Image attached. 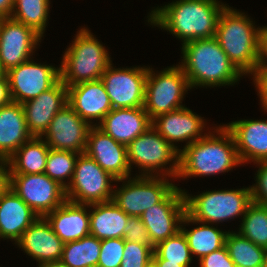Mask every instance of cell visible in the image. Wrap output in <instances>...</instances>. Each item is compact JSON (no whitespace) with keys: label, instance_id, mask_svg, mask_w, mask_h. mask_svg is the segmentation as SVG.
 Instances as JSON below:
<instances>
[{"label":"cell","instance_id":"3","mask_svg":"<svg viewBox=\"0 0 267 267\" xmlns=\"http://www.w3.org/2000/svg\"><path fill=\"white\" fill-rule=\"evenodd\" d=\"M215 128L217 129H213L216 130L214 134L209 131L180 151L177 178L207 177L242 165L231 132L225 124Z\"/></svg>","mask_w":267,"mask_h":267},{"label":"cell","instance_id":"49","mask_svg":"<svg viewBox=\"0 0 267 267\" xmlns=\"http://www.w3.org/2000/svg\"><path fill=\"white\" fill-rule=\"evenodd\" d=\"M145 267H159L157 262L151 258V260L147 263V265Z\"/></svg>","mask_w":267,"mask_h":267},{"label":"cell","instance_id":"35","mask_svg":"<svg viewBox=\"0 0 267 267\" xmlns=\"http://www.w3.org/2000/svg\"><path fill=\"white\" fill-rule=\"evenodd\" d=\"M152 258L166 259L169 262L189 267L193 257L187 239L180 230L174 236L157 243L154 246Z\"/></svg>","mask_w":267,"mask_h":267},{"label":"cell","instance_id":"8","mask_svg":"<svg viewBox=\"0 0 267 267\" xmlns=\"http://www.w3.org/2000/svg\"><path fill=\"white\" fill-rule=\"evenodd\" d=\"M189 89L187 77L180 65H173L157 73L148 67L144 109L153 120L161 114L183 108L184 94Z\"/></svg>","mask_w":267,"mask_h":267},{"label":"cell","instance_id":"37","mask_svg":"<svg viewBox=\"0 0 267 267\" xmlns=\"http://www.w3.org/2000/svg\"><path fill=\"white\" fill-rule=\"evenodd\" d=\"M123 239L146 246H154L149 232L139 216H129L127 224L123 229Z\"/></svg>","mask_w":267,"mask_h":267},{"label":"cell","instance_id":"22","mask_svg":"<svg viewBox=\"0 0 267 267\" xmlns=\"http://www.w3.org/2000/svg\"><path fill=\"white\" fill-rule=\"evenodd\" d=\"M225 127L234 138L242 164L267 161V120H237Z\"/></svg>","mask_w":267,"mask_h":267},{"label":"cell","instance_id":"13","mask_svg":"<svg viewBox=\"0 0 267 267\" xmlns=\"http://www.w3.org/2000/svg\"><path fill=\"white\" fill-rule=\"evenodd\" d=\"M13 102L25 103L52 88L60 80V68L31 59L6 72Z\"/></svg>","mask_w":267,"mask_h":267},{"label":"cell","instance_id":"24","mask_svg":"<svg viewBox=\"0 0 267 267\" xmlns=\"http://www.w3.org/2000/svg\"><path fill=\"white\" fill-rule=\"evenodd\" d=\"M87 208H90L89 204H78L66 200L45 218L64 243L72 242L90 234V215Z\"/></svg>","mask_w":267,"mask_h":267},{"label":"cell","instance_id":"33","mask_svg":"<svg viewBox=\"0 0 267 267\" xmlns=\"http://www.w3.org/2000/svg\"><path fill=\"white\" fill-rule=\"evenodd\" d=\"M239 225V234L267 249V205L251 203Z\"/></svg>","mask_w":267,"mask_h":267},{"label":"cell","instance_id":"43","mask_svg":"<svg viewBox=\"0 0 267 267\" xmlns=\"http://www.w3.org/2000/svg\"><path fill=\"white\" fill-rule=\"evenodd\" d=\"M9 186L8 160L0 157V194Z\"/></svg>","mask_w":267,"mask_h":267},{"label":"cell","instance_id":"39","mask_svg":"<svg viewBox=\"0 0 267 267\" xmlns=\"http://www.w3.org/2000/svg\"><path fill=\"white\" fill-rule=\"evenodd\" d=\"M154 246H146L137 242L124 240L122 261L149 262L152 258Z\"/></svg>","mask_w":267,"mask_h":267},{"label":"cell","instance_id":"36","mask_svg":"<svg viewBox=\"0 0 267 267\" xmlns=\"http://www.w3.org/2000/svg\"><path fill=\"white\" fill-rule=\"evenodd\" d=\"M124 239L110 238L101 240L97 267H120L123 260Z\"/></svg>","mask_w":267,"mask_h":267},{"label":"cell","instance_id":"25","mask_svg":"<svg viewBox=\"0 0 267 267\" xmlns=\"http://www.w3.org/2000/svg\"><path fill=\"white\" fill-rule=\"evenodd\" d=\"M38 215L8 186L0 194V238L16 241Z\"/></svg>","mask_w":267,"mask_h":267},{"label":"cell","instance_id":"38","mask_svg":"<svg viewBox=\"0 0 267 267\" xmlns=\"http://www.w3.org/2000/svg\"><path fill=\"white\" fill-rule=\"evenodd\" d=\"M254 164L259 166L256 174V184L250 187L253 203L267 205V161H258Z\"/></svg>","mask_w":267,"mask_h":267},{"label":"cell","instance_id":"46","mask_svg":"<svg viewBox=\"0 0 267 267\" xmlns=\"http://www.w3.org/2000/svg\"><path fill=\"white\" fill-rule=\"evenodd\" d=\"M159 267H185L184 265H179L178 263L169 262L166 259H154Z\"/></svg>","mask_w":267,"mask_h":267},{"label":"cell","instance_id":"45","mask_svg":"<svg viewBox=\"0 0 267 267\" xmlns=\"http://www.w3.org/2000/svg\"><path fill=\"white\" fill-rule=\"evenodd\" d=\"M258 69H267V26H265L262 35L261 66Z\"/></svg>","mask_w":267,"mask_h":267},{"label":"cell","instance_id":"11","mask_svg":"<svg viewBox=\"0 0 267 267\" xmlns=\"http://www.w3.org/2000/svg\"><path fill=\"white\" fill-rule=\"evenodd\" d=\"M9 187L38 217H45L66 201L65 188L45 173L9 174Z\"/></svg>","mask_w":267,"mask_h":267},{"label":"cell","instance_id":"19","mask_svg":"<svg viewBox=\"0 0 267 267\" xmlns=\"http://www.w3.org/2000/svg\"><path fill=\"white\" fill-rule=\"evenodd\" d=\"M67 104L90 126L94 124L93 119L94 126H98L113 109L101 79L69 86Z\"/></svg>","mask_w":267,"mask_h":267},{"label":"cell","instance_id":"18","mask_svg":"<svg viewBox=\"0 0 267 267\" xmlns=\"http://www.w3.org/2000/svg\"><path fill=\"white\" fill-rule=\"evenodd\" d=\"M205 125L204 119L187 107L161 114L152 120L157 132L179 152L181 149L174 143L186 141L184 148L201 139L206 135H202Z\"/></svg>","mask_w":267,"mask_h":267},{"label":"cell","instance_id":"42","mask_svg":"<svg viewBox=\"0 0 267 267\" xmlns=\"http://www.w3.org/2000/svg\"><path fill=\"white\" fill-rule=\"evenodd\" d=\"M12 102L7 74L0 78V107Z\"/></svg>","mask_w":267,"mask_h":267},{"label":"cell","instance_id":"27","mask_svg":"<svg viewBox=\"0 0 267 267\" xmlns=\"http://www.w3.org/2000/svg\"><path fill=\"white\" fill-rule=\"evenodd\" d=\"M90 234L99 240L123 238V229L129 216L112 200L89 204Z\"/></svg>","mask_w":267,"mask_h":267},{"label":"cell","instance_id":"7","mask_svg":"<svg viewBox=\"0 0 267 267\" xmlns=\"http://www.w3.org/2000/svg\"><path fill=\"white\" fill-rule=\"evenodd\" d=\"M186 213L196 221L213 224L244 216L252 203L250 187L202 192L199 195L184 191Z\"/></svg>","mask_w":267,"mask_h":267},{"label":"cell","instance_id":"41","mask_svg":"<svg viewBox=\"0 0 267 267\" xmlns=\"http://www.w3.org/2000/svg\"><path fill=\"white\" fill-rule=\"evenodd\" d=\"M252 75L262 108L267 112V69H257Z\"/></svg>","mask_w":267,"mask_h":267},{"label":"cell","instance_id":"50","mask_svg":"<svg viewBox=\"0 0 267 267\" xmlns=\"http://www.w3.org/2000/svg\"><path fill=\"white\" fill-rule=\"evenodd\" d=\"M5 74H6V72L3 70V68L0 64V78H2Z\"/></svg>","mask_w":267,"mask_h":267},{"label":"cell","instance_id":"26","mask_svg":"<svg viewBox=\"0 0 267 267\" xmlns=\"http://www.w3.org/2000/svg\"><path fill=\"white\" fill-rule=\"evenodd\" d=\"M31 138L22 104L12 101L0 107V157L8 160Z\"/></svg>","mask_w":267,"mask_h":267},{"label":"cell","instance_id":"21","mask_svg":"<svg viewBox=\"0 0 267 267\" xmlns=\"http://www.w3.org/2000/svg\"><path fill=\"white\" fill-rule=\"evenodd\" d=\"M27 255L43 263L60 261L64 242L55 234L45 217H38L16 241Z\"/></svg>","mask_w":267,"mask_h":267},{"label":"cell","instance_id":"51","mask_svg":"<svg viewBox=\"0 0 267 267\" xmlns=\"http://www.w3.org/2000/svg\"><path fill=\"white\" fill-rule=\"evenodd\" d=\"M265 267H267V249H266V266Z\"/></svg>","mask_w":267,"mask_h":267},{"label":"cell","instance_id":"34","mask_svg":"<svg viewBox=\"0 0 267 267\" xmlns=\"http://www.w3.org/2000/svg\"><path fill=\"white\" fill-rule=\"evenodd\" d=\"M78 155L73 151L50 149L44 173L66 189L72 181Z\"/></svg>","mask_w":267,"mask_h":267},{"label":"cell","instance_id":"16","mask_svg":"<svg viewBox=\"0 0 267 267\" xmlns=\"http://www.w3.org/2000/svg\"><path fill=\"white\" fill-rule=\"evenodd\" d=\"M90 125L68 104L59 110L44 132L50 149L68 150L78 154L85 153Z\"/></svg>","mask_w":267,"mask_h":267},{"label":"cell","instance_id":"5","mask_svg":"<svg viewBox=\"0 0 267 267\" xmlns=\"http://www.w3.org/2000/svg\"><path fill=\"white\" fill-rule=\"evenodd\" d=\"M60 80L67 86L100 80L111 58L103 44L87 29H80L62 55Z\"/></svg>","mask_w":267,"mask_h":267},{"label":"cell","instance_id":"4","mask_svg":"<svg viewBox=\"0 0 267 267\" xmlns=\"http://www.w3.org/2000/svg\"><path fill=\"white\" fill-rule=\"evenodd\" d=\"M181 50L180 66L191 89L234 85L243 76L215 37L186 42Z\"/></svg>","mask_w":267,"mask_h":267},{"label":"cell","instance_id":"47","mask_svg":"<svg viewBox=\"0 0 267 267\" xmlns=\"http://www.w3.org/2000/svg\"><path fill=\"white\" fill-rule=\"evenodd\" d=\"M148 262L122 261L120 267H145Z\"/></svg>","mask_w":267,"mask_h":267},{"label":"cell","instance_id":"20","mask_svg":"<svg viewBox=\"0 0 267 267\" xmlns=\"http://www.w3.org/2000/svg\"><path fill=\"white\" fill-rule=\"evenodd\" d=\"M68 101V87L59 80L52 88L22 104L29 132L41 137L56 113Z\"/></svg>","mask_w":267,"mask_h":267},{"label":"cell","instance_id":"14","mask_svg":"<svg viewBox=\"0 0 267 267\" xmlns=\"http://www.w3.org/2000/svg\"><path fill=\"white\" fill-rule=\"evenodd\" d=\"M184 191L175 186L158 204L140 216L154 246L180 231L186 213Z\"/></svg>","mask_w":267,"mask_h":267},{"label":"cell","instance_id":"10","mask_svg":"<svg viewBox=\"0 0 267 267\" xmlns=\"http://www.w3.org/2000/svg\"><path fill=\"white\" fill-rule=\"evenodd\" d=\"M113 192L112 201L128 216H141L143 212L158 204L174 187L165 176H139L124 178ZM127 182V183H126Z\"/></svg>","mask_w":267,"mask_h":267},{"label":"cell","instance_id":"6","mask_svg":"<svg viewBox=\"0 0 267 267\" xmlns=\"http://www.w3.org/2000/svg\"><path fill=\"white\" fill-rule=\"evenodd\" d=\"M179 155L180 152L167 142L153 126L137 136L127 146L129 167L131 169L132 164H136L141 169L139 176H161L162 173V176L177 179ZM167 164L170 165L169 168L165 167Z\"/></svg>","mask_w":267,"mask_h":267},{"label":"cell","instance_id":"32","mask_svg":"<svg viewBox=\"0 0 267 267\" xmlns=\"http://www.w3.org/2000/svg\"><path fill=\"white\" fill-rule=\"evenodd\" d=\"M49 3V0H14L11 18L33 28L44 37L49 17Z\"/></svg>","mask_w":267,"mask_h":267},{"label":"cell","instance_id":"23","mask_svg":"<svg viewBox=\"0 0 267 267\" xmlns=\"http://www.w3.org/2000/svg\"><path fill=\"white\" fill-rule=\"evenodd\" d=\"M151 126L152 120L144 107L113 108L98 125L115 141L126 146Z\"/></svg>","mask_w":267,"mask_h":267},{"label":"cell","instance_id":"2","mask_svg":"<svg viewBox=\"0 0 267 267\" xmlns=\"http://www.w3.org/2000/svg\"><path fill=\"white\" fill-rule=\"evenodd\" d=\"M264 28H255L253 21L244 12L229 5L220 13L215 38L243 75H252L261 66Z\"/></svg>","mask_w":267,"mask_h":267},{"label":"cell","instance_id":"15","mask_svg":"<svg viewBox=\"0 0 267 267\" xmlns=\"http://www.w3.org/2000/svg\"><path fill=\"white\" fill-rule=\"evenodd\" d=\"M42 36L33 28L14 20L0 19V64L5 72L31 59Z\"/></svg>","mask_w":267,"mask_h":267},{"label":"cell","instance_id":"30","mask_svg":"<svg viewBox=\"0 0 267 267\" xmlns=\"http://www.w3.org/2000/svg\"><path fill=\"white\" fill-rule=\"evenodd\" d=\"M225 247L235 267L266 266V249L257 246L238 232H228Z\"/></svg>","mask_w":267,"mask_h":267},{"label":"cell","instance_id":"12","mask_svg":"<svg viewBox=\"0 0 267 267\" xmlns=\"http://www.w3.org/2000/svg\"><path fill=\"white\" fill-rule=\"evenodd\" d=\"M148 67L113 68L112 62L101 76L114 109L144 107Z\"/></svg>","mask_w":267,"mask_h":267},{"label":"cell","instance_id":"9","mask_svg":"<svg viewBox=\"0 0 267 267\" xmlns=\"http://www.w3.org/2000/svg\"><path fill=\"white\" fill-rule=\"evenodd\" d=\"M116 180L86 153L79 154L72 181L65 189L66 200L78 204L111 201L114 190L110 183Z\"/></svg>","mask_w":267,"mask_h":267},{"label":"cell","instance_id":"31","mask_svg":"<svg viewBox=\"0 0 267 267\" xmlns=\"http://www.w3.org/2000/svg\"><path fill=\"white\" fill-rule=\"evenodd\" d=\"M101 240L89 234L76 241L64 243L61 261L68 267H97Z\"/></svg>","mask_w":267,"mask_h":267},{"label":"cell","instance_id":"28","mask_svg":"<svg viewBox=\"0 0 267 267\" xmlns=\"http://www.w3.org/2000/svg\"><path fill=\"white\" fill-rule=\"evenodd\" d=\"M199 224L191 230H187L184 224ZM183 227V228H182ZM180 230L185 235L192 257L203 256L225 246L226 237L229 231H222L213 225L194 220L187 213L182 218Z\"/></svg>","mask_w":267,"mask_h":267},{"label":"cell","instance_id":"17","mask_svg":"<svg viewBox=\"0 0 267 267\" xmlns=\"http://www.w3.org/2000/svg\"><path fill=\"white\" fill-rule=\"evenodd\" d=\"M85 153L117 180L131 176L127 146L115 141L98 126H91L88 131Z\"/></svg>","mask_w":267,"mask_h":267},{"label":"cell","instance_id":"1","mask_svg":"<svg viewBox=\"0 0 267 267\" xmlns=\"http://www.w3.org/2000/svg\"><path fill=\"white\" fill-rule=\"evenodd\" d=\"M217 0H176L157 7L148 16L150 25L163 28L184 44L215 37L220 13L227 4Z\"/></svg>","mask_w":267,"mask_h":267},{"label":"cell","instance_id":"44","mask_svg":"<svg viewBox=\"0 0 267 267\" xmlns=\"http://www.w3.org/2000/svg\"><path fill=\"white\" fill-rule=\"evenodd\" d=\"M14 10V0H0V19L10 18Z\"/></svg>","mask_w":267,"mask_h":267},{"label":"cell","instance_id":"48","mask_svg":"<svg viewBox=\"0 0 267 267\" xmlns=\"http://www.w3.org/2000/svg\"><path fill=\"white\" fill-rule=\"evenodd\" d=\"M37 267H68V266L60 260V261L43 263V264L38 265Z\"/></svg>","mask_w":267,"mask_h":267},{"label":"cell","instance_id":"29","mask_svg":"<svg viewBox=\"0 0 267 267\" xmlns=\"http://www.w3.org/2000/svg\"><path fill=\"white\" fill-rule=\"evenodd\" d=\"M50 148L41 137H33L8 159L9 174H41L46 168Z\"/></svg>","mask_w":267,"mask_h":267},{"label":"cell","instance_id":"40","mask_svg":"<svg viewBox=\"0 0 267 267\" xmlns=\"http://www.w3.org/2000/svg\"><path fill=\"white\" fill-rule=\"evenodd\" d=\"M200 267H235L225 246L198 260Z\"/></svg>","mask_w":267,"mask_h":267}]
</instances>
